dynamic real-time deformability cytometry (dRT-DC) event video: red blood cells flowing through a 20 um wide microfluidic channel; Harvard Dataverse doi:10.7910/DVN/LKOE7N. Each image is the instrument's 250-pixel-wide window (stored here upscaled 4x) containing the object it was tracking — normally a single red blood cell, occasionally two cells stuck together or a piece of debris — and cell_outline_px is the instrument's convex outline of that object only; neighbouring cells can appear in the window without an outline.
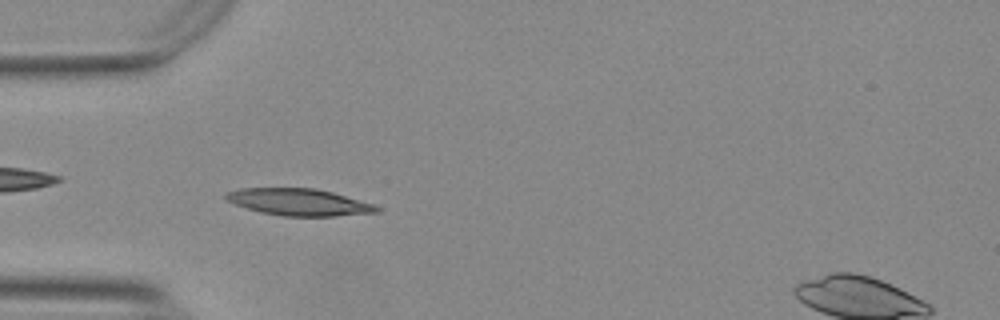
{"species": "Egyptian fruit bat (a non-hibernating species)", "species_latin": "Rousettus aegyptiacus", "temperature_condition": "warm", "stored_images_in_passage": 43, "camera_frame_rate_fps": 3000, "um_per_image_px": 0.085, "animal": {"sex": "female"}, "frame": {"image": 1, "passage_image": 9, "time_ms": 2.667, "image_size_px": [1000, 320], "cell_outline_px": [[380, 212], [332, 216], [284, 216], [260, 212], [236, 204], [228, 200], [224, 196], [228, 192], [240, 188], [316, 188], [332, 192], [372, 204], [380, 208]], "centroid_in_image_um": [25.41, 17.18], "position_along_channel_um": 59.6, "area_um2": 23.29}}
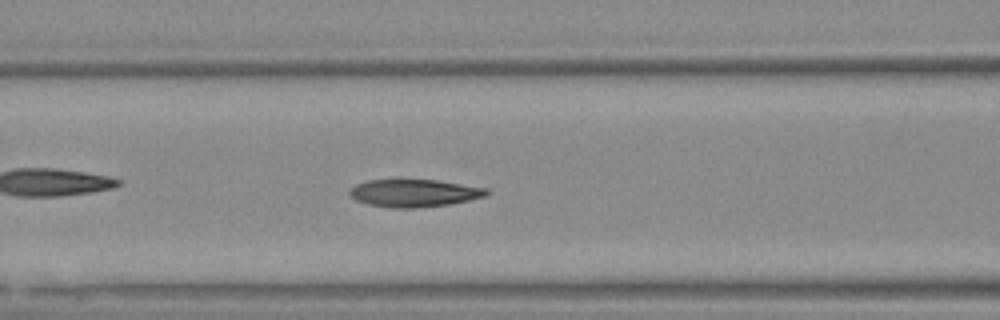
{"frame": {"image": 2, "passage_image": 15, "time_ms": 4.667, "image_size_px": [1000, 320], "cell_outline_px": [[492, 192], [488, 196], [448, 204], [416, 208], [392, 208], [368, 204], [356, 200], [348, 196], [348, 188], [356, 184], [368, 180], [436, 180], [488, 188]], "centroid_in_image_um": [35.19, 16.41], "position_along_channel_um": 131.4, "area_um2": 22.2}}
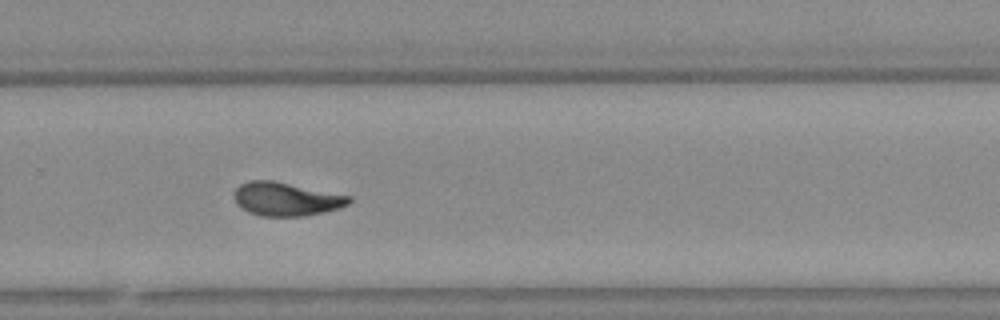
{"frame": {"image": 3, "passage_image": 29, "time_ms": 9.333, "image_size_px": [1000, 320], "cell_outline_px": [[352, 200], [348, 204], [340, 208], [324, 212], [304, 216], [260, 216], [248, 212], [240, 208], [236, 204], [236, 188], [240, 184], [248, 180], [272, 180], [352, 196]], "centroid_in_image_um": [24.33, 16.92], "position_along_channel_um": 305.5, "area_um2": 22.48}, "authors_computed_cell_mechanics": {"area_um2": 22.0796, "velocity_mm_per_s": 3.7384, "shape_relaxation_time_tau1_ms": null, "shape_relaxation_time_tau2_ms": 2.4567, "deformation_change_tau1": null, "deformation_change_tau2": 0.0792}}